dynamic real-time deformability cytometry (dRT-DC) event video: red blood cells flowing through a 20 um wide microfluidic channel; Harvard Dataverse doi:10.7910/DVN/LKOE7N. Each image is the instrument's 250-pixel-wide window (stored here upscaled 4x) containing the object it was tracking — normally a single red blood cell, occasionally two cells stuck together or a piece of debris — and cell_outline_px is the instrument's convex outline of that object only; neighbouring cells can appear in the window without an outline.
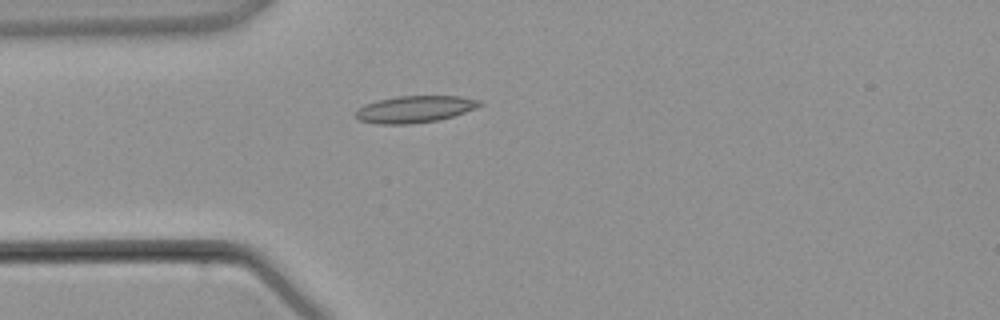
{"species": "common noctule bat (a hibernating species)", "species_latin": "Nyctalus noctula", "temperature_condition": "warm", "stored_images_in_passage": 3, "camera_frame_rate_fps": 3000, "um_per_image_px": 0.085, "animal": {"sex": "male", "body_mass_g": 21.5, "forearm_length_mm": 52.0}, "frame": {"image": 1, "passage_image": 3, "time_ms": 3.0, "image_size_px": [1000, 320], "cell_outline_px": [[484, 104], [476, 108], [452, 116], [436, 120], [412, 124], [380, 124], [360, 120], [356, 116], [356, 112], [364, 104], [376, 100], [396, 96], [460, 96], [480, 100]], "centroid_in_image_um": [35.27, 9.27], "position_along_channel_um": 49.7, "area_um2": 19.31}}